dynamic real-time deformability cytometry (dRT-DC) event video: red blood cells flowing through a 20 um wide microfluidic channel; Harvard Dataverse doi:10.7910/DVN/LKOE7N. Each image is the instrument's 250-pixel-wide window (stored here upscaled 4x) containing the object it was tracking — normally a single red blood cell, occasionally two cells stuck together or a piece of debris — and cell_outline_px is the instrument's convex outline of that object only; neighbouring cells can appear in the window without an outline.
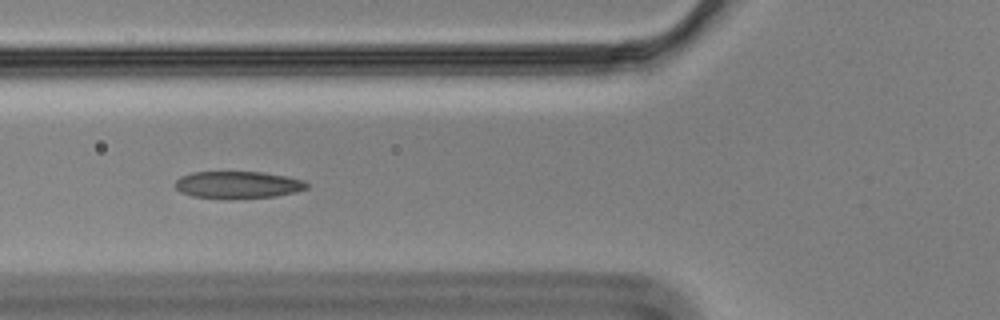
{"species": "Egyptian fruit bat (a non-hibernating species)", "species_latin": "Rousettus aegyptiacus", "temperature_condition": "cold", "stored_images_in_passage": 43, "camera_frame_rate_fps": 3000, "um_per_image_px": 0.085, "animal": {"sex": "male"}, "frame": {"image": 1, "passage_image": 6, "time_ms": 1.667, "image_size_px": [1000, 320], "cell_outline_px": [[308, 188], [296, 192], [276, 196], [236, 200], [228, 200], [192, 196], [180, 192], [176, 188], [176, 180], [180, 176], [192, 172], [264, 172], [304, 180], [308, 184]], "centroid_in_image_um": [20.21, 15.73], "position_along_channel_um": 105.6, "area_um2": 21.27}}
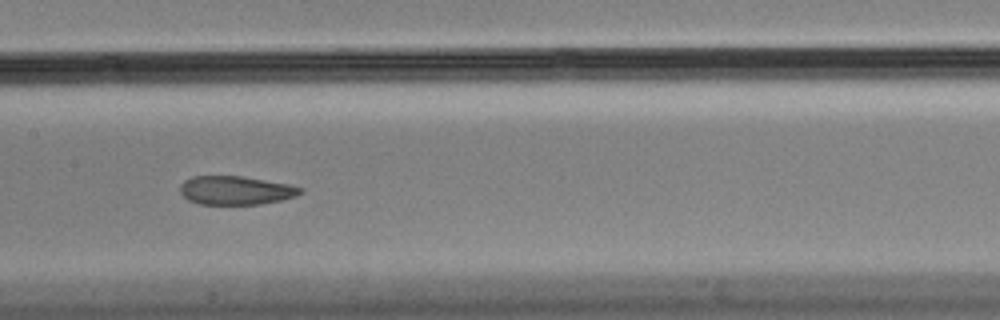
{"frame": {"image": 2, "passage_image": 13, "time_ms": 4.0, "image_size_px": [1000, 320], "cell_outline_px": [[304, 192], [296, 196], [284, 200], [260, 204], [200, 204], [188, 200], [180, 192], [180, 184], [184, 180], [192, 176], [240, 176], [288, 184], [304, 188]], "centroid_in_image_um": [20.05, 16.18], "position_along_channel_um": 187.3, "area_um2": 20.17}}
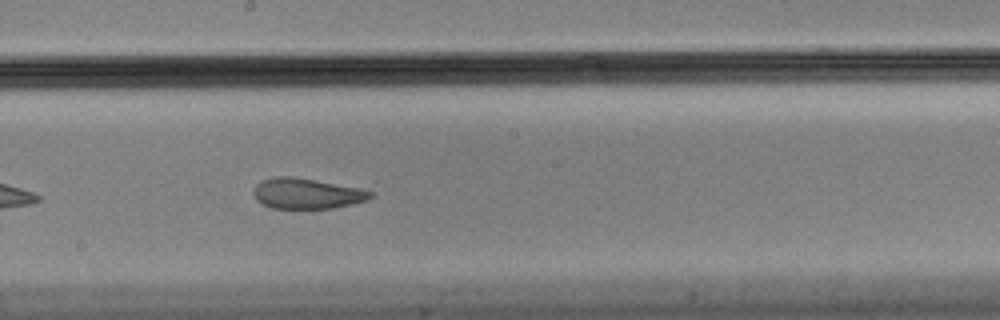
{"frame": {"image": 3, "passage_image": 16, "time_ms": 5.0, "image_size_px": [1000, 320], "cell_outline_px": [[372, 196], [368, 200], [352, 204], [332, 208], [272, 208], [256, 200], [256, 184], [260, 180], [276, 176], [288, 176], [316, 180], [360, 188], [372, 192]], "centroid_in_image_um": [26.1, 16.44], "position_along_channel_um": 222.1, "area_um2": 20.52}, "authors_computed_cell_mechanics": {"area_um2": 22.1374, "velocity_mm_per_s": 3.4835, "shape_relaxation_time_tau1_ms": null, "shape_relaxation_time_tau2_ms": 1.1951, "deformation_change_tau1": null, "deformation_change_tau2": 0.0713}}